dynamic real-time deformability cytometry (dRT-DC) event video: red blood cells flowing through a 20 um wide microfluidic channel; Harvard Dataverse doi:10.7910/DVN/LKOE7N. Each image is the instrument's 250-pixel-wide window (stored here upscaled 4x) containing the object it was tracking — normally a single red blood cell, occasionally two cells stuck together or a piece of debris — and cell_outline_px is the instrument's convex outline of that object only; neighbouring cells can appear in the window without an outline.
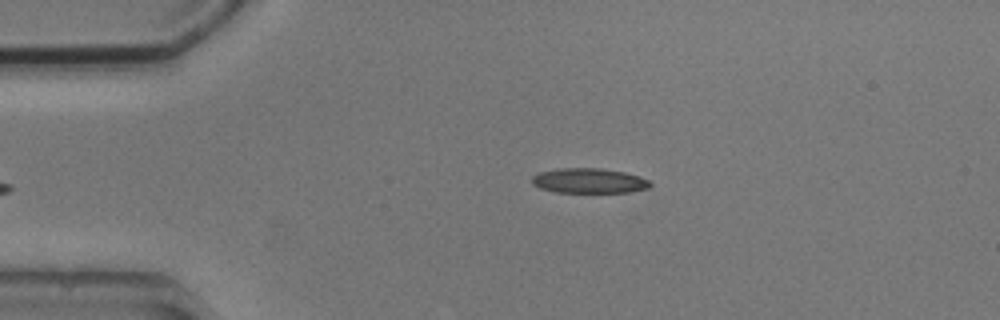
{"species": "common noctule bat (a hibernating species)", "species_latin": "Nyctalus noctula", "temperature_condition": "cold", "stored_images_in_passage": 3, "camera_frame_rate_fps": 3000, "um_per_image_px": 0.085, "animal": {"sex": "male", "body_mass_g": 20.5, "forearm_length_mm": 52.5}, "frame": {"image": 1, "passage_image": 3, "time_ms": 3.0, "image_size_px": [1000, 320], "cell_outline_px": [[652, 184], [648, 188], [628, 192], [556, 192], [540, 188], [532, 184], [532, 176], [540, 172], [560, 168], [600, 168], [624, 172], [648, 180]], "centroid_in_image_um": [50.04, 15.36], "position_along_channel_um": 35.0, "area_um2": 16.99}}